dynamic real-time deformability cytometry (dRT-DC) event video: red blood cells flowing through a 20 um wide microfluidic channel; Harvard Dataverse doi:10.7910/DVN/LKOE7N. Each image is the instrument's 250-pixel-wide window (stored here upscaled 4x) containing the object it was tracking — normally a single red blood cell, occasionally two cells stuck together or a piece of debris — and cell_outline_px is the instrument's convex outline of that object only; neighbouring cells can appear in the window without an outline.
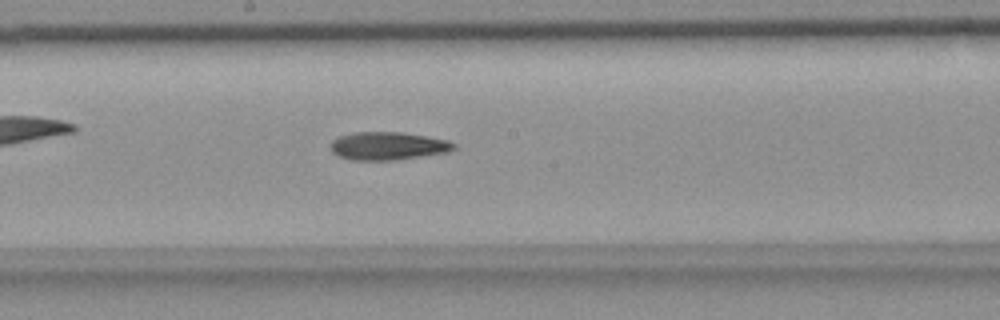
{"species": "common noctule bat (a hibernating species)", "species_latin": "Nyctalus noctula", "temperature_condition": "room temperature", "stored_images_in_passage": 29, "camera_frame_rate_fps": 3000, "um_per_image_px": 0.085, "animal": {"sex": "female", "body_mass_g": 18.4}, "frame": {"image": 1, "passage_image": 13, "time_ms": 4.0, "image_size_px": [1000, 320], "cell_outline_px": [[456, 148], [448, 152], [396, 160], [352, 160], [340, 156], [332, 152], [332, 140], [340, 136], [356, 132], [400, 132], [448, 140], [456, 144]], "centroid_in_image_um": [33.0, 12.41], "position_along_channel_um": 215.2, "area_um2": 19.94}}
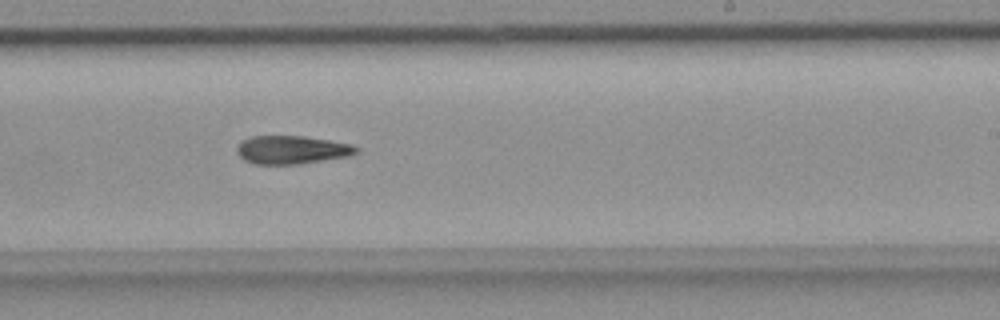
{"frame": {"image": 2, "passage_image": 17, "time_ms": 5.333, "image_size_px": [1000, 320], "cell_outline_px": [[360, 152], [348, 156], [300, 164], [256, 164], [244, 160], [236, 152], [236, 148], [248, 136], [304, 136], [352, 144], [360, 148]], "centroid_in_image_um": [24.83, 12.73], "position_along_channel_um": 264.2, "area_um2": 19.71}}
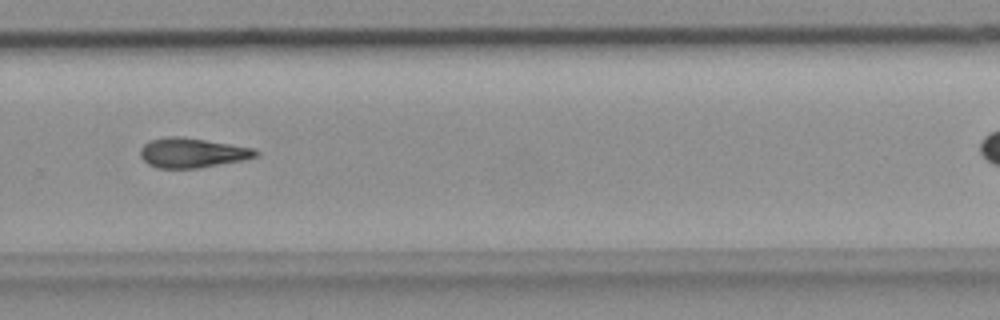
{"frame": {"image": 3, "passage_image": 21, "time_ms": 6.667, "image_size_px": [1000, 320], "cell_outline_px": [[260, 156], [244, 160], [196, 168], [156, 168], [148, 164], [140, 156], [140, 148], [148, 140], [168, 136], [180, 136], [252, 148], [260, 152]], "centroid_in_image_um": [16.31, 12.99], "position_along_channel_um": 313.5, "area_um2": 19.94}}